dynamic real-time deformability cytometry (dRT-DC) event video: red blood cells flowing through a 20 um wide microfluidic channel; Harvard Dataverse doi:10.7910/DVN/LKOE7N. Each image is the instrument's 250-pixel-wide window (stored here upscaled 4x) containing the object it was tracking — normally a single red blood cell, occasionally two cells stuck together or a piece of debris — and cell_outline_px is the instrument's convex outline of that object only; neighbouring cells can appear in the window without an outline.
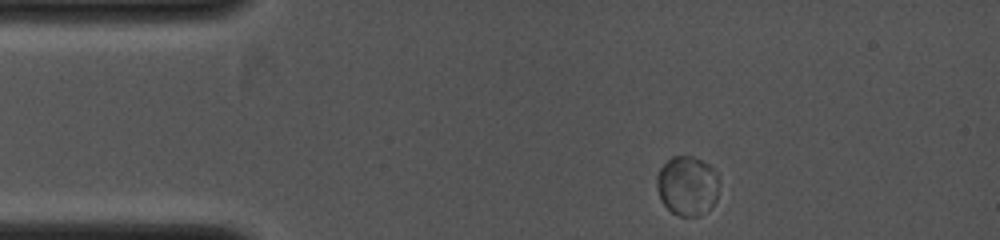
{"species": "common noctule bat (a hibernating species)", "species_latin": "Nyctalus noctula", "temperature_condition": "cold", "stored_images_in_passage": 2, "camera_frame_rate_fps": 4000, "um_per_image_px": 0.085, "animal": {"sex": "female", "body_mass_g": 19.0, "forearm_length_mm": 53.3}, "frame": {"image": 1, "passage_image": 1, "time_ms": 0.0, "image_size_px": [1000, 240], "cell_outline_px": [[716, 200], [700, 216], [680, 216], [672, 212], [664, 204], [656, 188], [656, 176], [660, 168], [672, 156], [692, 156], [708, 164], [716, 172]], "centroid_in_image_um": [58.38, 15.78], "position_along_channel_um": 26.6, "area_um2": 21.21}}